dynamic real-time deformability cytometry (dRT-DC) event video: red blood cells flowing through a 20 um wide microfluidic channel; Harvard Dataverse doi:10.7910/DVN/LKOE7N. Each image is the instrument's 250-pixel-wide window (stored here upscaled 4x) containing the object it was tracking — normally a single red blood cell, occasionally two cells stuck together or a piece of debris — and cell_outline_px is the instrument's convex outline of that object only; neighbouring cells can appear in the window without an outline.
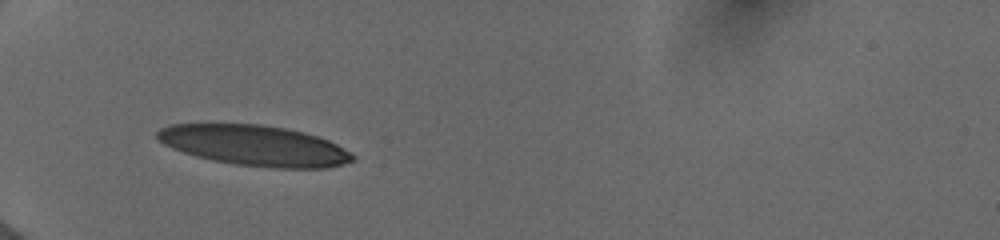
{"species": "human", "species_latin": "Homo sapiens", "temperature_condition": "cold", "stored_images_in_passage": 2, "camera_frame_rate_fps": 3000, "um_per_image_px": 0.085, "donor": {"sex": "female"}, "frame": {"image": 1, "passage_image": 1, "time_ms": 0.0, "image_size_px": [1000, 240], "cell_outline_px": [[356, 156], [352, 160], [340, 164], [324, 168], [272, 168], [236, 164], [212, 160], [196, 156], [172, 148], [156, 140], [156, 132], [160, 128], [172, 124], [260, 124], [284, 128], [304, 132], [328, 140], [336, 144]], "centroid_in_image_um": [21.59, 12.36], "position_along_channel_um": 63.4, "area_um2": 45.84}}